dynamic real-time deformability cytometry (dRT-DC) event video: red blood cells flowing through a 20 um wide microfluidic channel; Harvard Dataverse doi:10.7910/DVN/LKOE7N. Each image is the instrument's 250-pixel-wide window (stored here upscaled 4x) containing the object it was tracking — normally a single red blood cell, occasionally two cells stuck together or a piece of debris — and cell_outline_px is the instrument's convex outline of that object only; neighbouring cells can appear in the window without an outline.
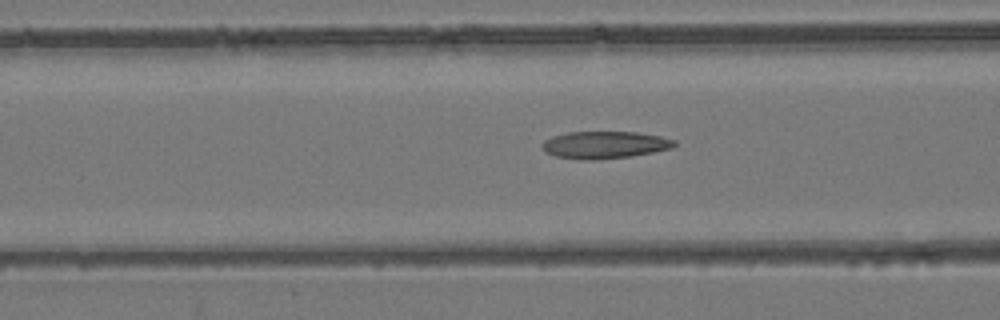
{"species": "common noctule bat (a hibernating species)", "species_latin": "Nyctalus noctula", "temperature_condition": "room temperature", "stored_images_in_passage": 54, "camera_frame_rate_fps": 3000, "um_per_image_px": 0.085, "animal": {"sex": "female", "body_mass_g": 24.6, "forearm_length_mm": 56.2}, "frame": {"image": 1, "passage_image": 22, "time_ms": 7.0, "image_size_px": [1000, 320], "cell_outline_px": [[676, 144], [672, 148], [632, 156], [592, 160], [580, 160], [556, 156], [544, 152], [540, 144], [544, 140], [552, 136], [568, 132], [636, 132], [660, 136], [676, 140]], "centroid_in_image_um": [51.36, 12.31], "position_along_channel_um": 115.2, "area_um2": 21.1}}
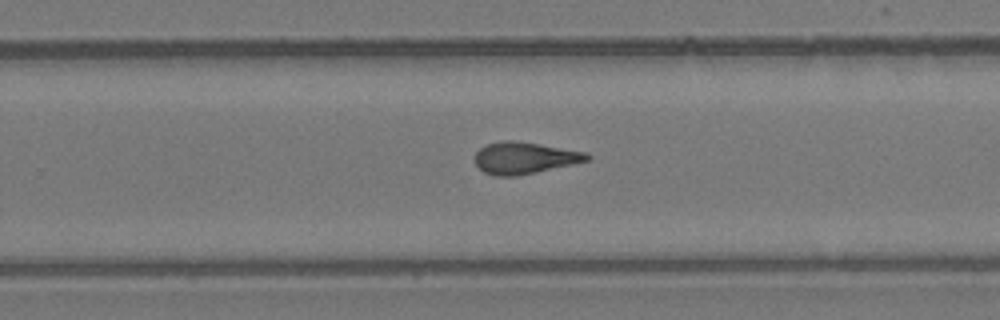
{"frame": {"image": 2, "passage_image": 35, "time_ms": 11.333, "image_size_px": [1000, 320], "cell_outline_px": [[592, 156], [588, 160], [572, 164], [536, 172], [516, 176], [496, 176], [484, 172], [476, 164], [476, 152], [484, 144], [504, 140], [512, 140], [540, 144], [588, 152]], "centroid_in_image_um": [44.59, 13.41], "position_along_channel_um": 285.2, "area_um2": 20.69}}
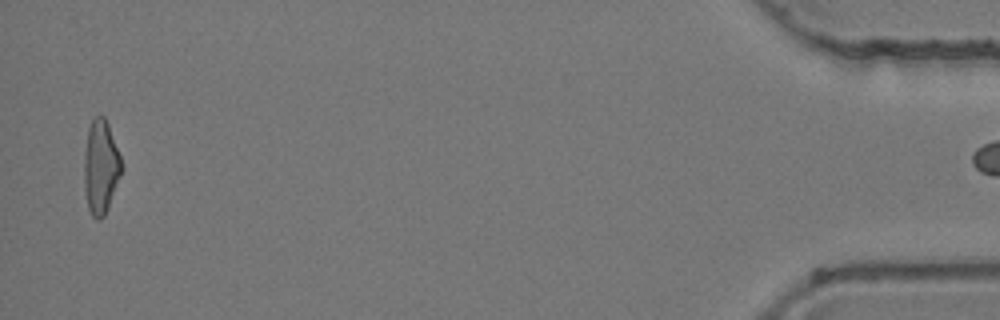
{"frame": {"image": 3, "passage_image": 53, "time_ms": 17.333, "image_size_px": [1000, 320], "cell_outline_px": [[120, 176], [108, 208], [104, 216], [100, 220], [96, 220], [92, 216], [88, 208], [84, 188], [84, 152], [88, 128], [92, 120], [96, 116], [104, 116], [108, 124], [120, 156]], "centroid_in_image_um": [8.53, 14.21], "position_along_channel_um": 426.7, "area_um2": 20.23}}